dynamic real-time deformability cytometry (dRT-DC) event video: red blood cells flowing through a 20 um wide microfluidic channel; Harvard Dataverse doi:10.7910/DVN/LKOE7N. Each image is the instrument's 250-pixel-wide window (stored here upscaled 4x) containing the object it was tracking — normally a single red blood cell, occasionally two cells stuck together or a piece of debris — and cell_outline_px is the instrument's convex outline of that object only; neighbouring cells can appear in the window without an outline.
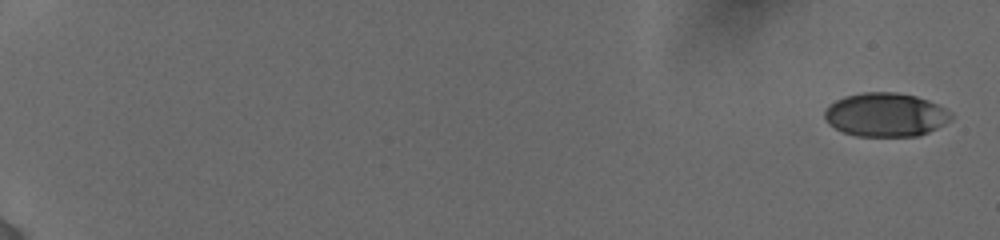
{"species": "human", "species_latin": "Homo sapiens", "temperature_condition": "cold", "stored_images_in_passage": 23, "camera_frame_rate_fps": 3000, "um_per_image_px": 0.085, "donor": {"sex": "female"}, "frame": {"image": 1, "passage_image": 1, "time_ms": 0.0, "image_size_px": [1000, 240], "cell_outline_px": [[952, 120], [920, 136], [856, 136], [844, 132], [828, 124], [824, 116], [824, 108], [828, 104], [844, 96], [864, 92], [896, 92], [916, 96], [928, 100], [952, 112]], "centroid_in_image_um": [75.26, 9.75], "position_along_channel_um": 9.7, "area_um2": 32.43}}
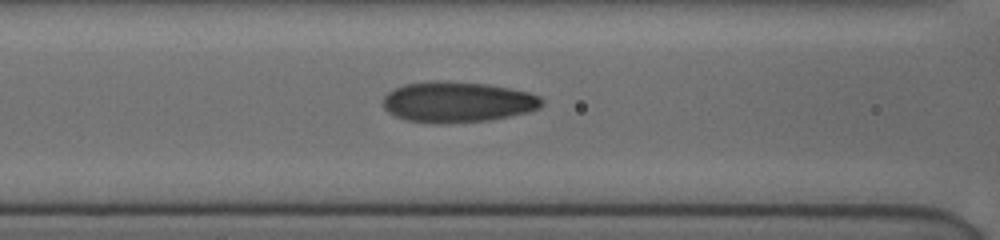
{"frame": {"image": 2, "passage_image": 20, "time_ms": 8.667, "image_size_px": [1000, 240], "cell_outline_px": [[544, 104], [540, 108], [528, 112], [488, 120], [448, 124], [432, 124], [404, 120], [388, 112], [384, 108], [384, 96], [388, 92], [404, 84], [432, 80], [436, 80], [488, 84], [528, 92], [540, 96], [544, 100]], "centroid_in_image_um": [38.88, 8.68], "position_along_channel_um": 127.7, "area_um2": 37.97}}
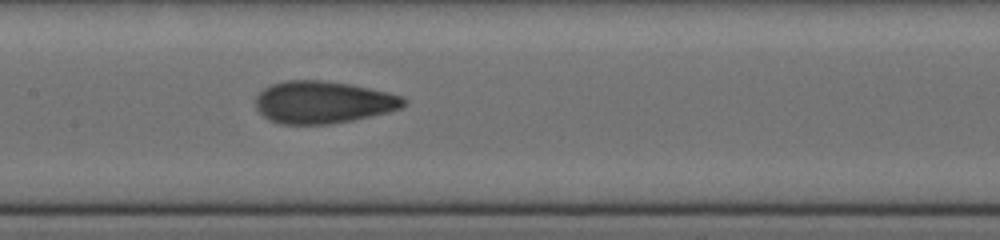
{"frame": {"image": 3, "passage_image": 23, "time_ms": 10.0, "image_size_px": [1000, 240], "cell_outline_px": [[404, 104], [400, 108], [388, 112], [352, 120], [332, 124], [280, 124], [264, 116], [256, 108], [256, 96], [264, 88], [272, 84], [288, 80], [320, 80], [352, 84], [388, 92], [400, 96], [404, 100]], "centroid_in_image_um": [27.44, 8.68], "position_along_channel_um": 180.0, "area_um2": 36.24}}